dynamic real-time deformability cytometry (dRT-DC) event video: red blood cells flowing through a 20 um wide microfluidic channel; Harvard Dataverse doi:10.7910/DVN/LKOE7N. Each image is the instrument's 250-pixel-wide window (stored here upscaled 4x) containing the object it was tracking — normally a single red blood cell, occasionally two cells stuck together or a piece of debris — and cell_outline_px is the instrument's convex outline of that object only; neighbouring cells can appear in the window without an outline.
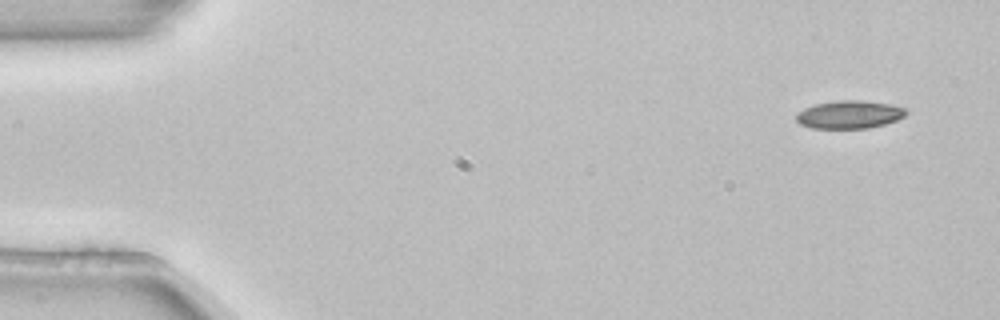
{"species": "common noctule bat (a hibernating species)", "species_latin": "Nyctalus noctula", "temperature_condition": "room temperature", "stored_images_in_passage": 4, "camera_frame_rate_fps": 3000, "um_per_image_px": 0.085, "animal": {"sex": "female", "body_mass_g": 22.7, "forearm_length_mm": 54.2}, "frame": {"image": 1, "passage_image": 1, "time_ms": 0.0, "image_size_px": [1000, 320], "cell_outline_px": [[908, 112], [904, 116], [896, 120], [884, 124], [868, 128], [812, 128], [800, 124], [796, 120], [796, 112], [804, 108], [816, 104], [836, 100], [860, 100], [892, 104], [908, 108]], "centroid_in_image_um": [72.21, 9.72], "position_along_channel_um": 12.8, "area_um2": 18.03}}
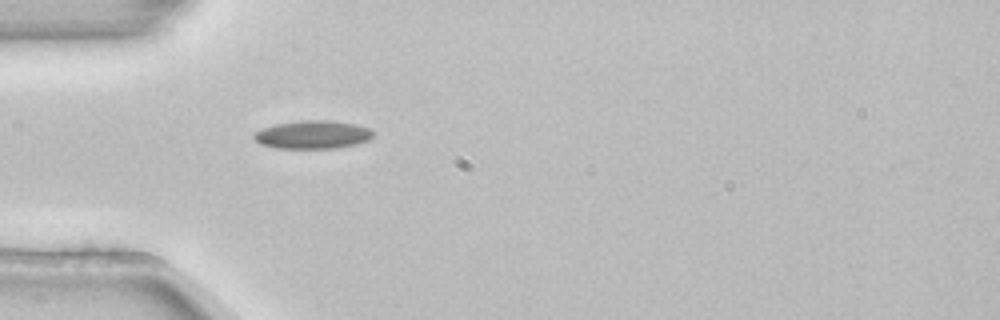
{"frame": {"image": 2, "passage_image": 4, "time_ms": 1.0, "image_size_px": [1000, 320], "cell_outline_px": [[372, 136], [368, 140], [356, 144], [336, 148], [276, 148], [260, 144], [252, 136], [252, 132], [276, 124], [300, 120], [332, 120], [356, 124], [368, 128], [372, 132]], "centroid_in_image_um": [26.55, 11.44], "position_along_channel_um": 58.5, "area_um2": 19.59}}